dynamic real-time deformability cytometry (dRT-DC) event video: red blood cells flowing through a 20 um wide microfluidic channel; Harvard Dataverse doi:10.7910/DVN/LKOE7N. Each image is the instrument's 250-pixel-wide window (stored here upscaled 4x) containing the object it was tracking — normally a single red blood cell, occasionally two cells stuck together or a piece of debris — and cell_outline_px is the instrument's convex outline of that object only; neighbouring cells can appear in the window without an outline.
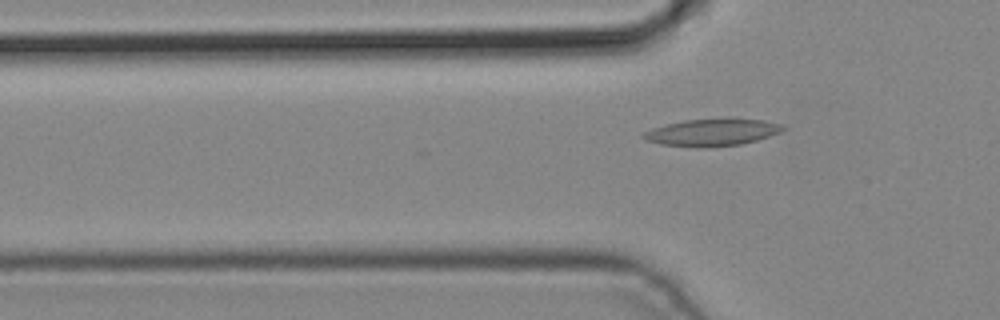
{"species": "common noctule bat (a hibernating species)", "species_latin": "Nyctalus noctula", "temperature_condition": "cold", "stored_images_in_passage": 6, "camera_frame_rate_fps": 3000, "um_per_image_px": 0.085, "animal": {"sex": "male", "body_mass_g": 19.2, "forearm_length_mm": 51.8}, "frame": {"image": 1, "passage_image": 6, "time_ms": 1.667, "image_size_px": [1000, 320], "cell_outline_px": [[784, 128], [780, 132], [756, 140], [740, 144], [708, 148], [696, 148], [660, 144], [644, 140], [640, 136], [644, 132], [652, 128], [684, 120], [764, 120], [780, 124]], "centroid_in_image_um": [60.43, 11.29], "position_along_channel_um": 65.4, "area_um2": 21.56}}